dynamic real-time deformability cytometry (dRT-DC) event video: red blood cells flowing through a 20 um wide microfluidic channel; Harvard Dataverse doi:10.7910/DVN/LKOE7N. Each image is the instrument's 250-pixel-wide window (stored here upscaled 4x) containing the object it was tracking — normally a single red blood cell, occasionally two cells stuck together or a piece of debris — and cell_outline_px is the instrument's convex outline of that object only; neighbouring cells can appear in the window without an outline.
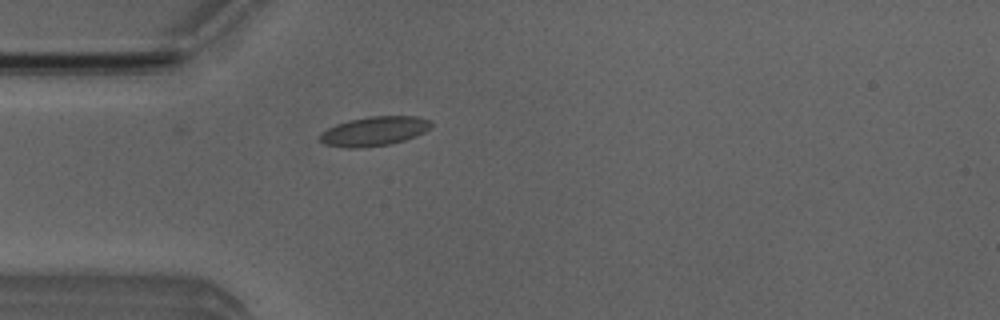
{"species": "Egyptian fruit bat (a non-hibernating species)", "species_latin": "Rousettus aegyptiacus", "temperature_condition": "room temperature", "stored_images_in_passage": 32, "camera_frame_rate_fps": 3000, "um_per_image_px": 0.085, "animal": {"sex": "male"}, "frame": {"image": 1, "passage_image": 3, "time_ms": 0.667, "image_size_px": [1000, 320], "cell_outline_px": [[432, 124], [424, 132], [416, 136], [404, 140], [388, 144], [364, 148], [348, 148], [324, 144], [320, 140], [320, 132], [336, 124], [348, 120], [368, 116], [416, 116], [432, 120]], "centroid_in_image_um": [31.8, 11.14], "position_along_channel_um": 53.2, "area_um2": 19.07}}
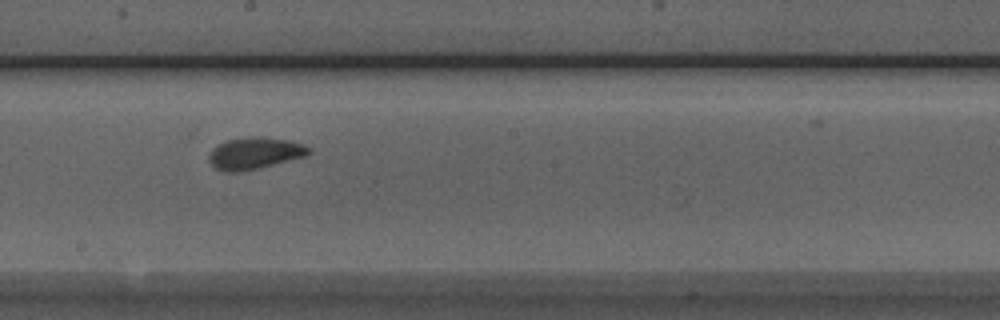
{"frame": {"image": 2, "passage_image": 17, "time_ms": 5.333, "image_size_px": [1000, 320], "cell_outline_px": [[312, 152], [308, 156], [260, 168], [236, 172], [224, 172], [216, 168], [208, 160], [208, 156], [212, 148], [224, 140], [248, 136], [260, 136], [288, 140], [304, 144], [312, 148]], "centroid_in_image_um": [21.68, 13.01], "position_along_channel_um": 226.5, "area_um2": 18.96}}
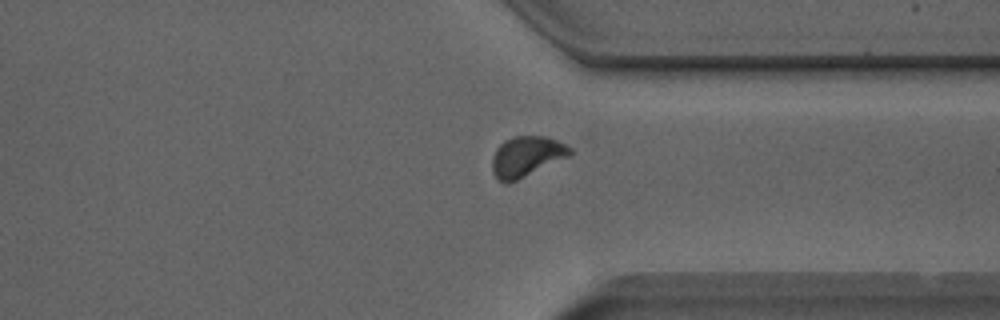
{"frame": {"image": 3, "passage_image": 28, "time_ms": 9.0, "image_size_px": [1000, 320], "cell_outline_px": [[572, 152], [568, 156], [508, 184], [504, 184], [492, 172], [492, 160], [496, 148], [504, 140], [512, 136], [544, 136], [556, 140], [572, 148]], "centroid_in_image_um": [44.71, 13.29], "position_along_channel_um": 366.7, "area_um2": 18.09}}